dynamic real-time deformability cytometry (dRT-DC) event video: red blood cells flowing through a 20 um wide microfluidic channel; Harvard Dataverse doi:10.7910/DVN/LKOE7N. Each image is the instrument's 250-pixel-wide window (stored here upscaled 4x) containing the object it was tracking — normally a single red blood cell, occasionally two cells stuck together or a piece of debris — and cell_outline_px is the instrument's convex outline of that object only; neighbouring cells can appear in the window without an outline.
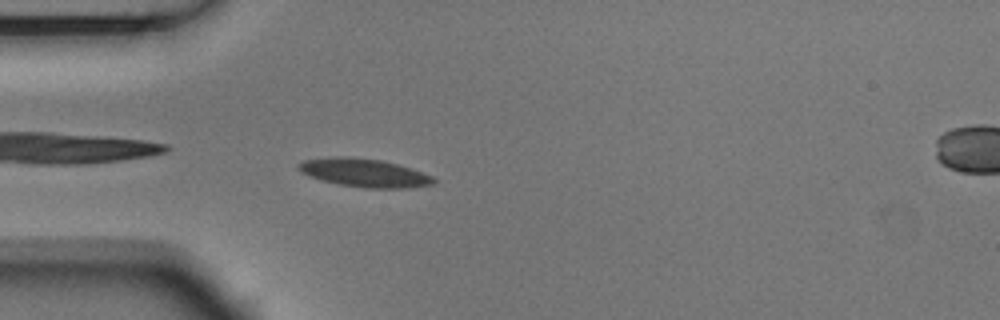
{"species": "Egyptian fruit bat (a non-hibernating species)", "species_latin": "Rousettus aegyptiacus", "temperature_condition": "room temperature", "stored_images_in_passage": 54, "camera_frame_rate_fps": 3000, "um_per_image_px": 0.085, "animal": {"sex": "male"}, "frame": {"image": 1, "passage_image": 15, "time_ms": 4.667, "image_size_px": [1000, 320], "cell_outline_px": [[436, 180], [432, 184], [408, 188], [364, 188], [340, 184], [320, 180], [308, 176], [296, 168], [296, 164], [304, 160], [332, 156], [348, 156], [380, 160], [396, 164], [432, 176]], "centroid_in_image_um": [30.88, 14.68], "position_along_channel_um": 54.1, "area_um2": 22.2}}
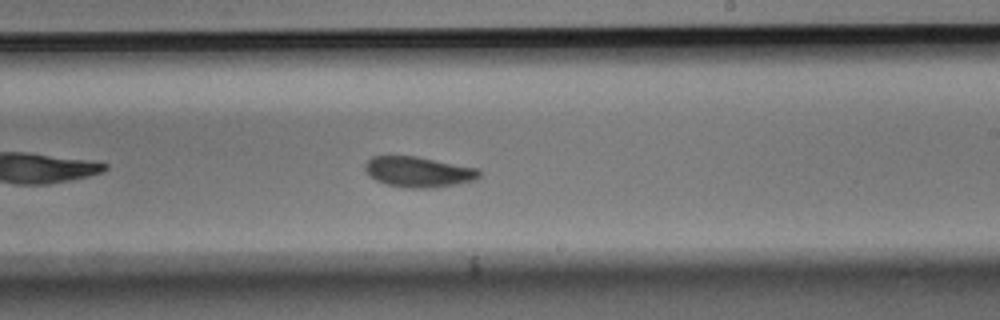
{"frame": {"image": 2, "passage_image": 32, "time_ms": 10.333, "image_size_px": [1000, 320], "cell_outline_px": [[480, 176], [476, 180], [456, 184], [428, 188], [404, 188], [384, 184], [376, 180], [364, 168], [364, 164], [372, 156], [416, 156], [480, 168]], "centroid_in_image_um": [35.59, 14.61], "position_along_channel_um": 253.4, "area_um2": 20.4}}
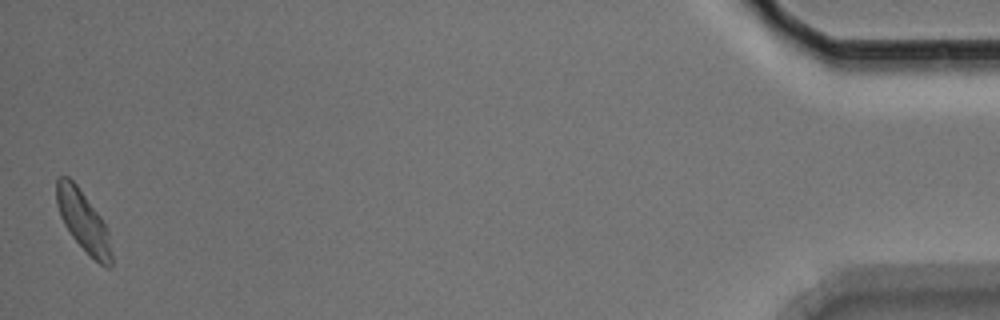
{"frame": {"image": 3, "passage_image": 54, "time_ms": 17.667, "image_size_px": [1000, 320], "cell_outline_px": [[112, 268], [108, 268], [100, 264], [72, 236], [64, 224], [60, 216], [56, 204], [56, 180], [60, 176], [68, 176], [76, 184], [100, 216], [108, 228], [112, 256]], "centroid_in_image_um": [7.08, 18.78], "position_along_channel_um": 428.1, "area_um2": 19.19}, "authors_computed_cell_mechanics": {"area_um2": 20.0855, "velocity_mm_per_s": 3.6313, "shape_relaxation_time_tau1_ms": 2.8516, "shape_relaxation_time_tau2_ms": 2.6498, "deformation_change_tau1": 0.1213, "deformation_change_tau2": 0.0724}}